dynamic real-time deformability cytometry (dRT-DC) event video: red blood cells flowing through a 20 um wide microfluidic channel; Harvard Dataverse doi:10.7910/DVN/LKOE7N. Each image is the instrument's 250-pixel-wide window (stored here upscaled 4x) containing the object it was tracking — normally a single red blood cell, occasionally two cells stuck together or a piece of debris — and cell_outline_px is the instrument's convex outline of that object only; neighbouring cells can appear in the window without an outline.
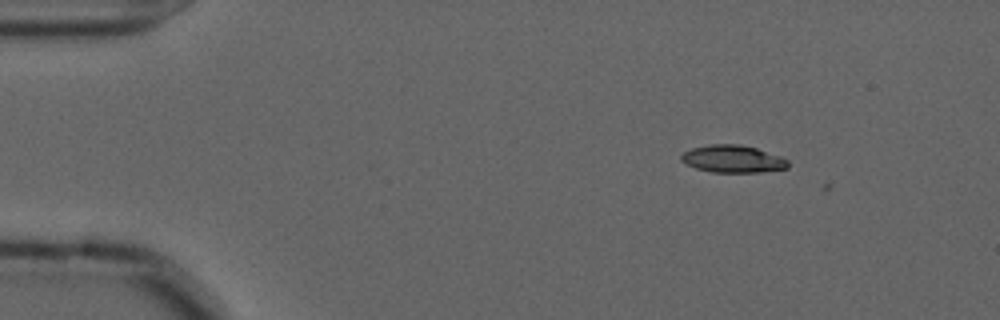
{"species": "common noctule bat (a hibernating species)", "species_latin": "Nyctalus noctula", "temperature_condition": "cold", "stored_images_in_passage": 2, "camera_frame_rate_fps": 3000, "um_per_image_px": 0.085, "animal": {"sex": "male", "forearm_length_mm": 52.5}, "frame": {"image": 1, "passage_image": 1, "time_ms": 0.0, "image_size_px": [1000, 320], "cell_outline_px": [[788, 168], [760, 172], [712, 172], [696, 168], [680, 160], [680, 156], [684, 152], [692, 148], [712, 144], [740, 144], [756, 148], [780, 156], [788, 160]], "centroid_in_image_um": [62.29, 13.51], "position_along_channel_um": 22.7, "area_um2": 16.94}}